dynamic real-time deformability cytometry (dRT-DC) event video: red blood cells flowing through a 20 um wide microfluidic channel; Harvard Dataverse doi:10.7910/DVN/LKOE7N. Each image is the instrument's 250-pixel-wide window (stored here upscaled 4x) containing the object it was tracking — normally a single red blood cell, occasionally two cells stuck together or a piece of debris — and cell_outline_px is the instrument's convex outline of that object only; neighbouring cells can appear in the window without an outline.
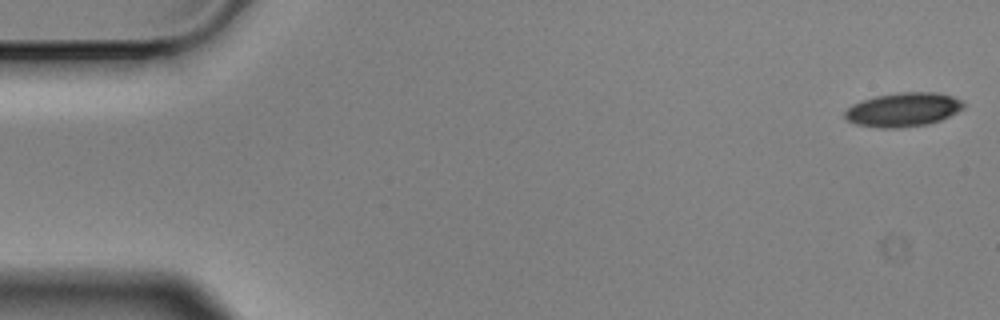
{"species": "Egyptian fruit bat (a non-hibernating species)", "species_latin": "Rousettus aegyptiacus", "temperature_condition": "cold", "stored_images_in_passage": 56, "camera_frame_rate_fps": 3000, "um_per_image_px": 0.085, "animal": {"sex": "male"}, "frame": {"image": 1, "passage_image": 1, "time_ms": 0.0, "image_size_px": [1000, 320], "cell_outline_px": [[964, 108], [940, 120], [928, 124], [900, 128], [880, 128], [856, 124], [848, 120], [844, 116], [844, 112], [852, 104], [876, 96], [900, 92], [936, 92], [952, 96], [960, 100], [964, 104]], "centroid_in_image_um": [76.76, 9.32], "position_along_channel_um": 8.2, "area_um2": 23.35}}
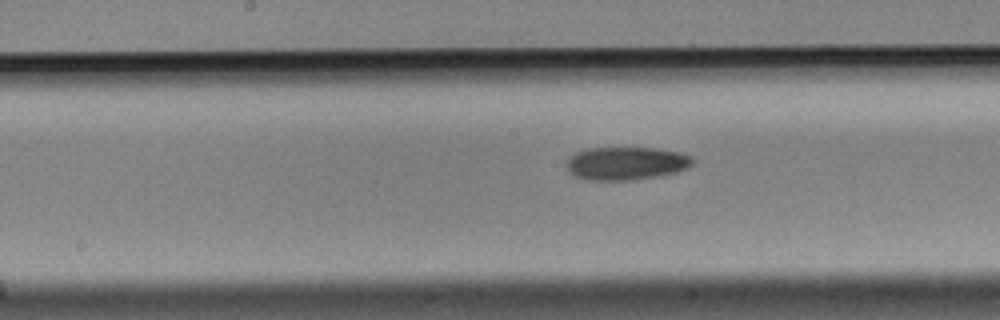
{"frame": {"image": 2, "passage_image": 28, "time_ms": 9.0, "image_size_px": [1000, 320], "cell_outline_px": [[692, 164], [688, 168], [676, 172], [656, 176], [632, 180], [592, 180], [576, 176], [568, 172], [564, 164], [576, 152], [592, 148], [656, 148], [680, 152], [692, 156]], "centroid_in_image_um": [53.22, 13.88], "position_along_channel_um": 195.0, "area_um2": 24.22}}
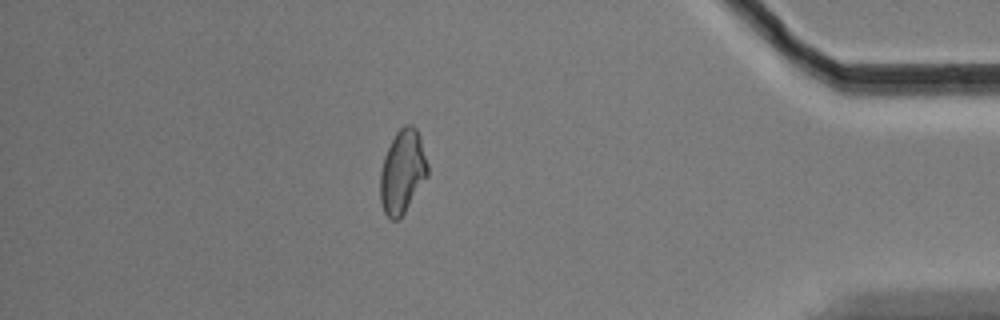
{"frame": {"image": 3, "passage_image": 49, "time_ms": 16.0, "image_size_px": [1000, 320], "cell_outline_px": [[428, 176], [404, 212], [396, 220], [392, 220], [384, 212], [380, 200], [380, 172], [384, 156], [396, 132], [404, 124], [412, 124], [416, 128], [420, 136], [428, 164]], "centroid_in_image_um": [34.21, 14.56], "position_along_channel_um": 401.0, "area_um2": 23.0}}